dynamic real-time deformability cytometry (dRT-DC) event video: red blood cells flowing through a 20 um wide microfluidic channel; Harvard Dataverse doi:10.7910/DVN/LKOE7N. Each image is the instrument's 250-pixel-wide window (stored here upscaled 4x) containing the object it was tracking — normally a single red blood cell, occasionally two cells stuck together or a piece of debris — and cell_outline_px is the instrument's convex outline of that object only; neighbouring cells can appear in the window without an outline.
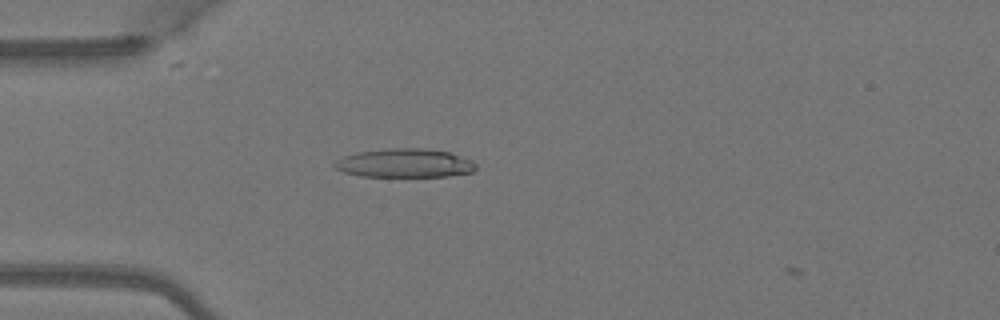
{"species": "Egyptian fruit bat (a non-hibernating species)", "species_latin": "Rousettus aegyptiacus", "temperature_condition": "warm", "stored_images_in_passage": 9, "camera_frame_rate_fps": 3000, "um_per_image_px": 0.085, "animal": {"sex": "female"}, "frame": {"image": 1, "passage_image": 7, "time_ms": 2.0, "image_size_px": [1000, 320], "cell_outline_px": [[476, 168], [472, 172], [448, 176], [360, 176], [344, 172], [336, 168], [332, 164], [336, 160], [344, 156], [356, 152], [388, 148], [424, 148], [448, 152], [472, 160], [476, 164]], "centroid_in_image_um": [34.38, 13.86], "position_along_channel_um": 50.6, "area_um2": 23.64}}